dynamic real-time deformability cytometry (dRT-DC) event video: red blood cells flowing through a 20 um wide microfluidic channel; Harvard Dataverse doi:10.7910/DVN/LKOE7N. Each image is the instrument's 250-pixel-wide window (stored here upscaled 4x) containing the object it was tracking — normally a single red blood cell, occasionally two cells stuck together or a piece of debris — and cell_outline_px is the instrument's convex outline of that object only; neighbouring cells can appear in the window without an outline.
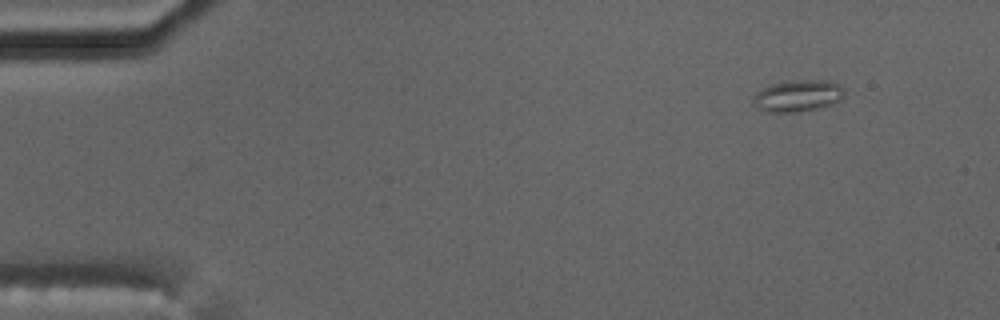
{"species": "common noctule bat (a hibernating species)", "species_latin": "Nyctalus noctula", "temperature_condition": "cold", "stored_images_in_passage": 2, "camera_frame_rate_fps": 3000, "um_per_image_px": 0.085, "animal": {"sex": "male", "body_mass_g": 17.5, "forearm_length_mm": 52.3}, "frame": {"image": 1, "passage_image": 2, "time_ms": 1.333, "image_size_px": [1000, 320], "cell_outline_px": [[844, 96], [840, 100], [832, 104], [816, 108], [796, 112], [768, 112], [756, 108], [752, 104], [752, 100], [756, 92], [772, 84], [792, 80], [824, 80], [836, 84], [844, 88]], "centroid_in_image_um": [67.78, 8.15], "position_along_channel_um": 17.2, "area_um2": 16.76}}